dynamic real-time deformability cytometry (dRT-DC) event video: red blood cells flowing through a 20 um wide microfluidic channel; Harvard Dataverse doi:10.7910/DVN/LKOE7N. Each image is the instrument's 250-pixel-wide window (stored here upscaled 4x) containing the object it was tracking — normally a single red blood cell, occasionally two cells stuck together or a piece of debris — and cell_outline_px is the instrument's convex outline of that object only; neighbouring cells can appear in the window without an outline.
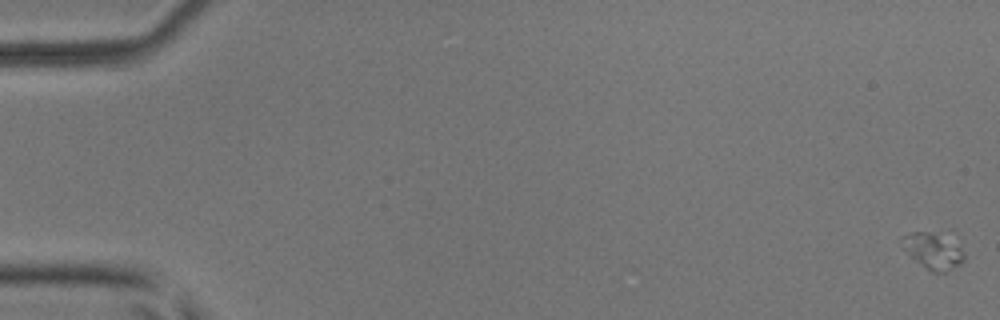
{"species": "common noctule bat (a hibernating species)", "species_latin": "Nyctalus noctula", "temperature_condition": "room temperature", "stored_images_in_passage": 53, "camera_frame_rate_fps": 3000, "um_per_image_px": 0.085, "animal": {"sex": "male", "body_mass_g": 17.9, "forearm_length_mm": 54.2}, "frame": {"image": 1, "passage_image": 1, "time_ms": 0.0, "image_size_px": [1000, 320], "cell_outline_px": [[964, 260], [960, 264], [944, 272], [932, 272], [916, 260], [904, 248], [904, 236], [912, 232], [928, 232], [960, 248], [964, 256]], "centroid_in_image_um": [79.3, 21.38], "position_along_channel_um": 5.7, "area_um2": 11.79}}
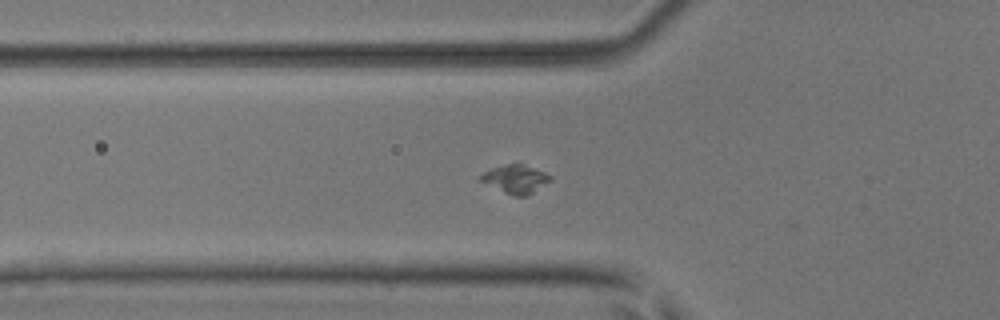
{"frame": {"image": 2, "passage_image": 20, "time_ms": 6.333, "image_size_px": [1000, 320], "cell_outline_px": [[552, 180], [528, 196], [516, 196], [504, 192], [480, 180], [480, 176], [484, 172], [492, 168], [508, 164], [524, 164], [544, 172], [552, 176]], "centroid_in_image_um": [43.87, 15.22], "position_along_channel_um": 81.9, "area_um2": 11.33}}
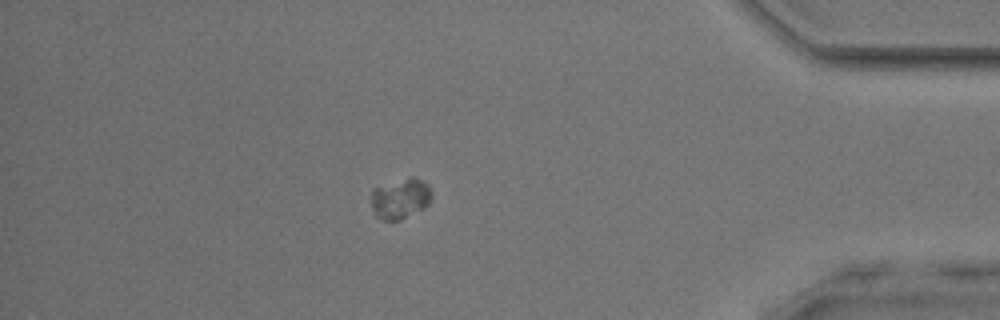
{"frame": {"image": 3, "passage_image": 47, "time_ms": 15.333, "image_size_px": [1000, 320], "cell_outline_px": [[432, 196], [428, 204], [424, 208], [400, 220], [380, 220], [376, 216], [372, 208], [372, 188], [412, 176], [428, 184], [432, 192]], "centroid_in_image_um": [34.03, 16.88], "position_along_channel_um": 401.2, "area_um2": 14.22}}